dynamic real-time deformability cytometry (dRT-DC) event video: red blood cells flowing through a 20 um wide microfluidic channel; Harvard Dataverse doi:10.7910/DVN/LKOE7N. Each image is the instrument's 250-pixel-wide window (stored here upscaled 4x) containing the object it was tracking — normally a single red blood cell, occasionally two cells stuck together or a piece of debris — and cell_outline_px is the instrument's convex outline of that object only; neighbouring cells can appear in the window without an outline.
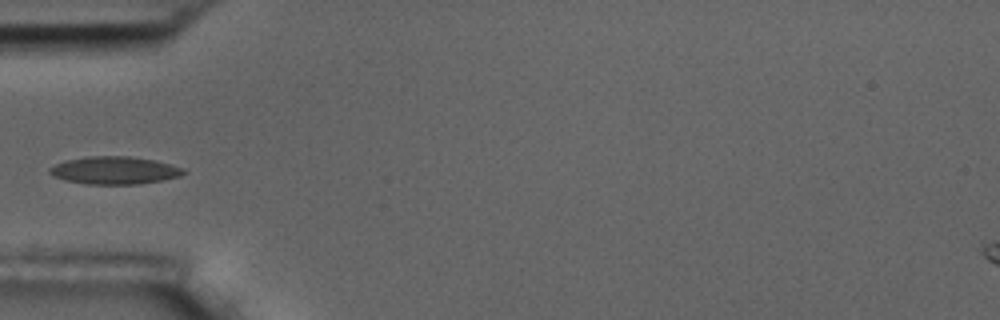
{"species": "common noctule bat (a hibernating species)", "species_latin": "Nyctalus noctula", "temperature_condition": "room temperature", "stored_images_in_passage": 5, "camera_frame_rate_fps": 3000, "um_per_image_px": 0.085, "animal": {"sex": "male", "body_mass_g": 17.5, "forearm_length_mm": 52.3}, "frame": {"image": 1, "passage_image": 5, "time_ms": 4.667, "image_size_px": [1000, 320], "cell_outline_px": [[188, 172], [180, 176], [164, 180], [140, 184], [88, 184], [64, 180], [52, 176], [48, 172], [48, 168], [64, 160], [88, 156], [128, 156], [156, 160], [184, 168]], "centroid_in_image_um": [9.74, 14.48], "position_along_channel_um": 75.3, "area_um2": 21.85}}